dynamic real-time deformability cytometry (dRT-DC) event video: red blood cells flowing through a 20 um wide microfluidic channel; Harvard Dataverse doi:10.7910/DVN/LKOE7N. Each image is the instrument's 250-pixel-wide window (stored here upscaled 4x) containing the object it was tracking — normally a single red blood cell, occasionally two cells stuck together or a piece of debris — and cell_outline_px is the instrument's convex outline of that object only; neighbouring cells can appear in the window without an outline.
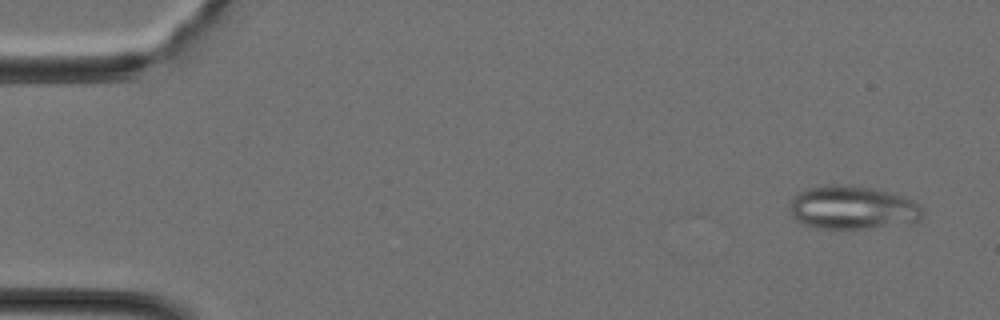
{"species": "Egyptian fruit bat (a non-hibernating species)", "species_latin": "Rousettus aegyptiacus", "temperature_condition": "cold", "stored_images_in_passage": 38, "camera_frame_rate_fps": 3000, "um_per_image_px": 0.085, "animal": {"sex": "female"}, "frame": {"image": 1, "passage_image": 2, "time_ms": 0.333, "image_size_px": [1000, 320], "cell_outline_px": [[924, 216], [920, 220], [872, 228], [812, 228], [796, 220], [792, 216], [792, 196], [796, 192], [808, 188], [836, 184], [872, 188], [896, 192], [920, 204], [924, 208]], "centroid_in_image_um": [72.5, 17.64], "position_along_channel_um": 12.5, "area_um2": 33.7}}
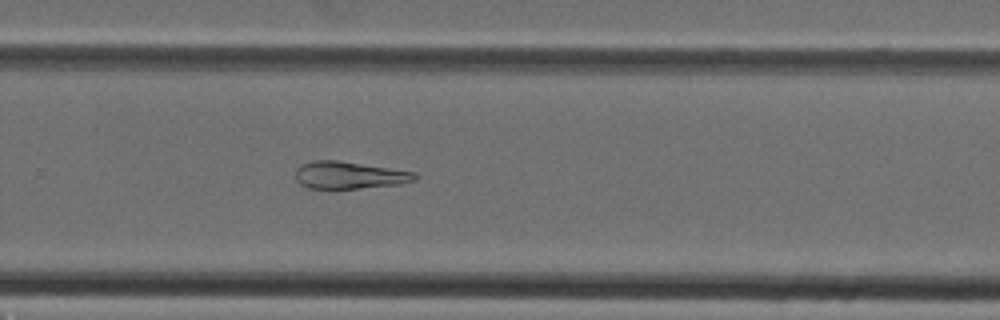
{"frame": {"image": 2, "passage_image": 25, "time_ms": 8.0, "image_size_px": [1000, 320], "cell_outline_px": [[420, 176], [416, 180], [400, 184], [360, 188], [308, 188], [300, 184], [296, 180], [296, 168], [300, 164], [316, 160], [336, 160], [416, 172]], "centroid_in_image_um": [29.7, 14.89], "position_along_channel_um": 300.1, "area_um2": 18.96}}
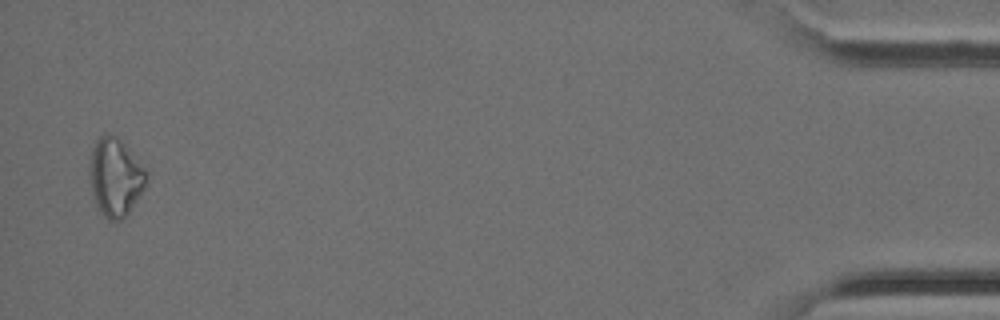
{"frame": {"image": 3, "passage_image": 37, "time_ms": 12.0, "image_size_px": [1000, 320], "cell_outline_px": [[144, 188], [128, 216], [120, 220], [108, 220], [100, 212], [92, 196], [88, 176], [88, 172], [92, 148], [96, 140], [104, 132], [112, 136], [124, 144], [144, 168]], "centroid_in_image_um": [9.74, 15.11], "position_along_channel_um": 425.5, "area_um2": 25.61}}